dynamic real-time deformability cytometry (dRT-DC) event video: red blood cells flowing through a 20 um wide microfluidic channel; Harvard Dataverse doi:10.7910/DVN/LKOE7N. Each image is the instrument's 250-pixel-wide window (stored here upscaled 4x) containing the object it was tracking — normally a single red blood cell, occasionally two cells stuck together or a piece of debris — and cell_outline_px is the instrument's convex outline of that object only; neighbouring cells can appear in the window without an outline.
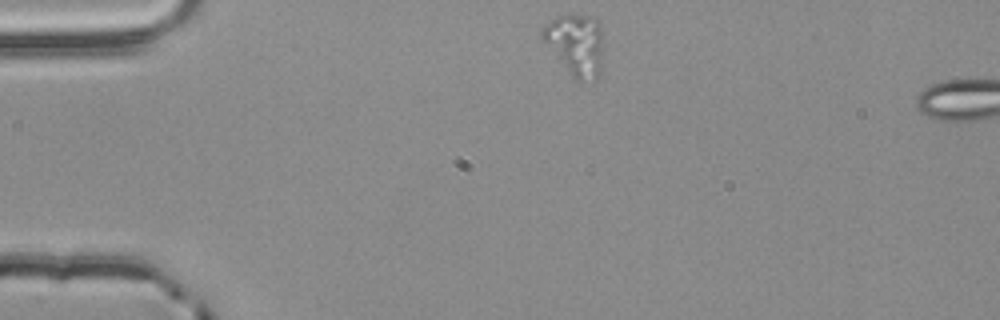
{"species": "common noctule bat (a hibernating species)", "species_latin": "Nyctalus noctula", "temperature_condition": "room temperature", "stored_images_in_passage": 4, "segment_of_instrument_passage": [1, 2], "camera_frame_rate_fps": 3000, "um_per_image_px": 0.085, "animal": {"sex": "male", "body_mass_g": 20.4}, "frame": {"image": 1, "passage_image": 1, "time_ms": 0.0, "image_size_px": [1000, 320], "cell_outline_px": [[600, 72], [596, 80], [576, 80], [572, 76], [540, 36], [540, 28], [544, 24], [556, 16], [588, 16], [596, 20], [600, 24]], "centroid_in_image_um": [48.88, 3.78], "position_along_channel_um": 36.1, "area_um2": 21.1}}